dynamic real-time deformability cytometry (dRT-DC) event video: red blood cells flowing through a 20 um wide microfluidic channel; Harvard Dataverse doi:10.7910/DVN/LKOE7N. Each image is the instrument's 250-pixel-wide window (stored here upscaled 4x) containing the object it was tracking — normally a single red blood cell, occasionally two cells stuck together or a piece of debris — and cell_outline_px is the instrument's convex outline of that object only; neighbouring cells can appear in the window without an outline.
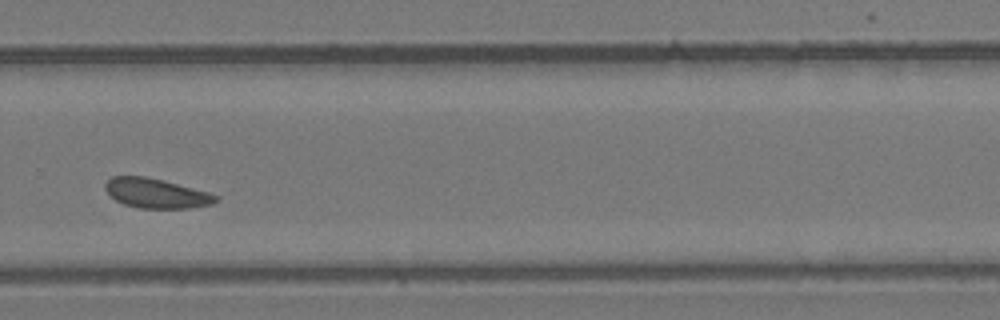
{"species": "common noctule bat (a hibernating species)", "species_latin": "Nyctalus noctula", "temperature_condition": "room temperature", "stored_images_in_passage": 42, "camera_frame_rate_fps": 3000, "um_per_image_px": 0.085, "animal": {"sex": "female", "body_mass_g": 24.6, "forearm_length_mm": 56.2}, "frame": {"image": 1, "passage_image": 30, "time_ms": 9.667, "image_size_px": [1000, 320], "cell_outline_px": [[216, 200], [212, 204], [188, 208], [140, 208], [124, 204], [116, 200], [104, 188], [104, 184], [112, 176], [144, 176], [208, 192], [216, 196]], "centroid_in_image_um": [13.22, 16.43], "position_along_channel_um": 316.6, "area_um2": 18.61}}